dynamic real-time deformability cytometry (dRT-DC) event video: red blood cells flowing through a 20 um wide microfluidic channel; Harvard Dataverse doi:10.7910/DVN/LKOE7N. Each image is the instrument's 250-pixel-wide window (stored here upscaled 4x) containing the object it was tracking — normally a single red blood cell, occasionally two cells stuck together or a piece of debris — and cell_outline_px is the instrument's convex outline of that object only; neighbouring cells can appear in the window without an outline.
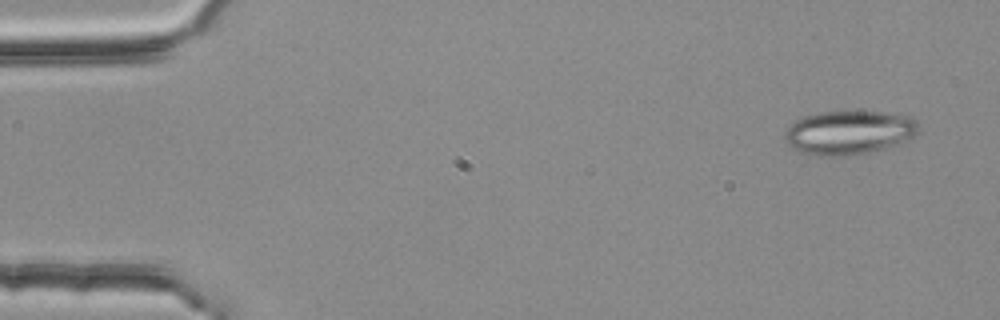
{"species": "common noctule bat (a hibernating species)", "species_latin": "Nyctalus noctula", "temperature_condition": "room temperature", "stored_images_in_passage": 4, "camera_frame_rate_fps": 3000, "um_per_image_px": 0.085, "animal": {"sex": "female", "body_mass_g": 25.1}, "frame": {"image": 1, "passage_image": 1, "time_ms": 0.0, "image_size_px": [1000, 320], "cell_outline_px": [[920, 132], [896, 144], [864, 152], [840, 156], [816, 156], [792, 148], [784, 140], [784, 136], [788, 128], [800, 116], [820, 112], [884, 112], [912, 116], [916, 120], [920, 128]], "centroid_in_image_um": [72.15, 11.24], "position_along_channel_um": 12.9, "area_um2": 33.87}}